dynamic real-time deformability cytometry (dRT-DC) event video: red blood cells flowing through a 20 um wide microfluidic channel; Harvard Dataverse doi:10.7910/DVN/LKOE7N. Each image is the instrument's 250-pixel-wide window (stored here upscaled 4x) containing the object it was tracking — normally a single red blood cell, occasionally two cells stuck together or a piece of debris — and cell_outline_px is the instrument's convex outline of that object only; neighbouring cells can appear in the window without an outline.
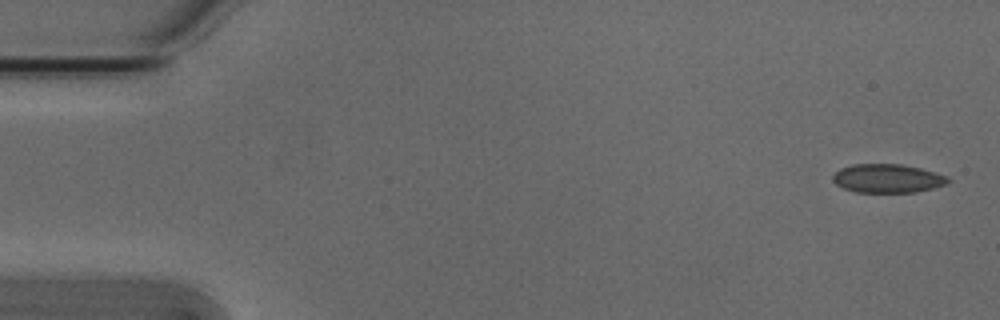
{"species": "Egyptian fruit bat (a non-hibernating species)", "species_latin": "Rousettus aegyptiacus", "temperature_condition": "cold", "stored_images_in_passage": 5, "camera_frame_rate_fps": 3000, "um_per_image_px": 0.085, "animal": {"sex": "male"}, "frame": {"image": 1, "passage_image": 1, "time_ms": 0.0, "image_size_px": [1000, 320], "cell_outline_px": [[952, 180], [948, 184], [916, 192], [856, 192], [844, 188], [836, 184], [832, 180], [832, 176], [840, 168], [852, 164], [900, 164], [920, 168], [948, 176]], "centroid_in_image_um": [75.45, 15.16], "position_along_channel_um": 9.5, "area_um2": 19.31}}
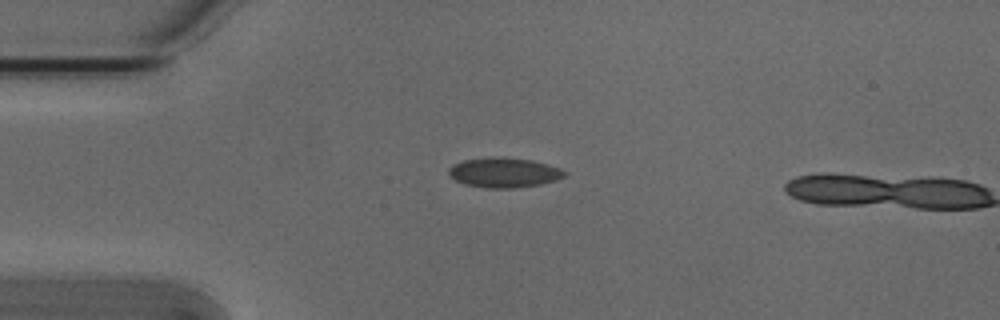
{"frame": {"image": 2, "passage_image": 4, "time_ms": 1.0, "image_size_px": [1000, 320], "cell_outline_px": [[568, 172], [564, 176], [556, 180], [540, 184], [512, 188], [488, 188], [464, 184], [448, 176], [448, 168], [452, 164], [464, 160], [532, 160], [548, 164], [560, 168]], "centroid_in_image_um": [42.85, 14.72], "position_along_channel_um": 42.2, "area_um2": 19.25}}